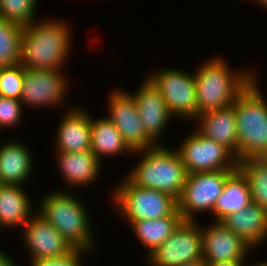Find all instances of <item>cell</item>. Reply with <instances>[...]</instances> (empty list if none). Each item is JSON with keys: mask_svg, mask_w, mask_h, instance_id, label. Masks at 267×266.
<instances>
[{"mask_svg": "<svg viewBox=\"0 0 267 266\" xmlns=\"http://www.w3.org/2000/svg\"><path fill=\"white\" fill-rule=\"evenodd\" d=\"M69 25L62 19L46 18L23 27L19 64L38 70L64 69L74 41Z\"/></svg>", "mask_w": 267, "mask_h": 266, "instance_id": "cell-1", "label": "cell"}, {"mask_svg": "<svg viewBox=\"0 0 267 266\" xmlns=\"http://www.w3.org/2000/svg\"><path fill=\"white\" fill-rule=\"evenodd\" d=\"M70 188L55 189L42 195L36 212L48 221L75 249L88 252L96 250V240L91 227L92 219L86 205ZM69 191V192H68ZM74 194V195H73ZM39 204V205H38ZM39 207V208H38ZM94 249V250H93Z\"/></svg>", "mask_w": 267, "mask_h": 266, "instance_id": "cell-2", "label": "cell"}, {"mask_svg": "<svg viewBox=\"0 0 267 266\" xmlns=\"http://www.w3.org/2000/svg\"><path fill=\"white\" fill-rule=\"evenodd\" d=\"M223 56L205 59L194 72L197 115L227 107L251 83L252 69H231Z\"/></svg>", "mask_w": 267, "mask_h": 266, "instance_id": "cell-3", "label": "cell"}, {"mask_svg": "<svg viewBox=\"0 0 267 266\" xmlns=\"http://www.w3.org/2000/svg\"><path fill=\"white\" fill-rule=\"evenodd\" d=\"M252 71L251 83L233 103L236 115L238 162L267 158V101ZM258 79V80H257Z\"/></svg>", "mask_w": 267, "mask_h": 266, "instance_id": "cell-4", "label": "cell"}, {"mask_svg": "<svg viewBox=\"0 0 267 266\" xmlns=\"http://www.w3.org/2000/svg\"><path fill=\"white\" fill-rule=\"evenodd\" d=\"M166 144L133 152L138 163L126 173L134 185L166 192L178 199L186 183L188 172L177 149Z\"/></svg>", "mask_w": 267, "mask_h": 266, "instance_id": "cell-5", "label": "cell"}, {"mask_svg": "<svg viewBox=\"0 0 267 266\" xmlns=\"http://www.w3.org/2000/svg\"><path fill=\"white\" fill-rule=\"evenodd\" d=\"M113 190L111 192L112 207H115L127 223L169 216L177 209V199L172 195L136 186L126 177L120 180Z\"/></svg>", "mask_w": 267, "mask_h": 266, "instance_id": "cell-6", "label": "cell"}, {"mask_svg": "<svg viewBox=\"0 0 267 266\" xmlns=\"http://www.w3.org/2000/svg\"><path fill=\"white\" fill-rule=\"evenodd\" d=\"M152 72V73H151ZM146 76L160 90L174 119L191 122L197 116V99L194 73L162 67Z\"/></svg>", "mask_w": 267, "mask_h": 266, "instance_id": "cell-7", "label": "cell"}, {"mask_svg": "<svg viewBox=\"0 0 267 266\" xmlns=\"http://www.w3.org/2000/svg\"><path fill=\"white\" fill-rule=\"evenodd\" d=\"M233 171L235 170L188 174L182 193L177 199V210L183 220L197 221L196 217L201 213L211 215L218 197L222 194L226 179Z\"/></svg>", "mask_w": 267, "mask_h": 266, "instance_id": "cell-8", "label": "cell"}, {"mask_svg": "<svg viewBox=\"0 0 267 266\" xmlns=\"http://www.w3.org/2000/svg\"><path fill=\"white\" fill-rule=\"evenodd\" d=\"M183 140L174 148H177L188 174L238 168L236 156L228 148L197 131L192 130Z\"/></svg>", "mask_w": 267, "mask_h": 266, "instance_id": "cell-9", "label": "cell"}, {"mask_svg": "<svg viewBox=\"0 0 267 266\" xmlns=\"http://www.w3.org/2000/svg\"><path fill=\"white\" fill-rule=\"evenodd\" d=\"M146 260L149 266H179L203 260L201 223L183 221Z\"/></svg>", "mask_w": 267, "mask_h": 266, "instance_id": "cell-10", "label": "cell"}, {"mask_svg": "<svg viewBox=\"0 0 267 266\" xmlns=\"http://www.w3.org/2000/svg\"><path fill=\"white\" fill-rule=\"evenodd\" d=\"M65 69L38 70L24 68L20 101L27 107L57 108L69 95V81ZM68 94V95H67ZM66 95V96H65ZM66 97V98H65Z\"/></svg>", "mask_w": 267, "mask_h": 266, "instance_id": "cell-11", "label": "cell"}, {"mask_svg": "<svg viewBox=\"0 0 267 266\" xmlns=\"http://www.w3.org/2000/svg\"><path fill=\"white\" fill-rule=\"evenodd\" d=\"M107 117L118 129L125 144L132 152L154 147L155 144L146 136L133 97L126 89L116 88L107 95Z\"/></svg>", "mask_w": 267, "mask_h": 266, "instance_id": "cell-12", "label": "cell"}, {"mask_svg": "<svg viewBox=\"0 0 267 266\" xmlns=\"http://www.w3.org/2000/svg\"><path fill=\"white\" fill-rule=\"evenodd\" d=\"M133 97L146 136L155 144L162 145V135L174 117L169 112L160 90L145 76ZM172 118V119H171Z\"/></svg>", "mask_w": 267, "mask_h": 266, "instance_id": "cell-13", "label": "cell"}, {"mask_svg": "<svg viewBox=\"0 0 267 266\" xmlns=\"http://www.w3.org/2000/svg\"><path fill=\"white\" fill-rule=\"evenodd\" d=\"M22 242L30 253L29 261L58 258L75 248L43 217L35 212L21 229Z\"/></svg>", "mask_w": 267, "mask_h": 266, "instance_id": "cell-14", "label": "cell"}, {"mask_svg": "<svg viewBox=\"0 0 267 266\" xmlns=\"http://www.w3.org/2000/svg\"><path fill=\"white\" fill-rule=\"evenodd\" d=\"M201 225L202 255L205 263L250 260L254 250L222 223Z\"/></svg>", "mask_w": 267, "mask_h": 266, "instance_id": "cell-15", "label": "cell"}, {"mask_svg": "<svg viewBox=\"0 0 267 266\" xmlns=\"http://www.w3.org/2000/svg\"><path fill=\"white\" fill-rule=\"evenodd\" d=\"M55 130V152L91 150V112L81 105L69 106Z\"/></svg>", "mask_w": 267, "mask_h": 266, "instance_id": "cell-16", "label": "cell"}, {"mask_svg": "<svg viewBox=\"0 0 267 266\" xmlns=\"http://www.w3.org/2000/svg\"><path fill=\"white\" fill-rule=\"evenodd\" d=\"M192 122L195 124V128L197 127L195 130L200 135L224 145L236 158L238 157L236 115L233 104L200 113Z\"/></svg>", "mask_w": 267, "mask_h": 266, "instance_id": "cell-17", "label": "cell"}, {"mask_svg": "<svg viewBox=\"0 0 267 266\" xmlns=\"http://www.w3.org/2000/svg\"><path fill=\"white\" fill-rule=\"evenodd\" d=\"M55 158L59 172L62 174L61 179L65 180L64 183L66 182V188L91 186L101 176L103 163L91 150L75 153L56 152Z\"/></svg>", "mask_w": 267, "mask_h": 266, "instance_id": "cell-18", "label": "cell"}, {"mask_svg": "<svg viewBox=\"0 0 267 266\" xmlns=\"http://www.w3.org/2000/svg\"><path fill=\"white\" fill-rule=\"evenodd\" d=\"M220 223L240 237L254 251L260 249L266 242L267 211L259 204L251 203L246 208L229 214Z\"/></svg>", "mask_w": 267, "mask_h": 266, "instance_id": "cell-19", "label": "cell"}, {"mask_svg": "<svg viewBox=\"0 0 267 266\" xmlns=\"http://www.w3.org/2000/svg\"><path fill=\"white\" fill-rule=\"evenodd\" d=\"M0 145V183L25 186L35 166L32 153L20 140H8ZM26 182V183H25ZM25 184V185H24Z\"/></svg>", "mask_w": 267, "mask_h": 266, "instance_id": "cell-20", "label": "cell"}, {"mask_svg": "<svg viewBox=\"0 0 267 266\" xmlns=\"http://www.w3.org/2000/svg\"><path fill=\"white\" fill-rule=\"evenodd\" d=\"M24 188L21 185L0 186V230L10 228L13 231L19 227L21 230L35 213L31 197Z\"/></svg>", "mask_w": 267, "mask_h": 266, "instance_id": "cell-21", "label": "cell"}, {"mask_svg": "<svg viewBox=\"0 0 267 266\" xmlns=\"http://www.w3.org/2000/svg\"><path fill=\"white\" fill-rule=\"evenodd\" d=\"M183 217L176 209L171 215L152 220H139L128 223L135 235L136 240L144 245L150 256L161 244H163L183 222Z\"/></svg>", "mask_w": 267, "mask_h": 266, "instance_id": "cell-22", "label": "cell"}, {"mask_svg": "<svg viewBox=\"0 0 267 266\" xmlns=\"http://www.w3.org/2000/svg\"><path fill=\"white\" fill-rule=\"evenodd\" d=\"M251 203L252 198L247 179L237 168L226 179L222 194L214 205L212 221L220 222L229 214L238 212Z\"/></svg>", "mask_w": 267, "mask_h": 266, "instance_id": "cell-23", "label": "cell"}, {"mask_svg": "<svg viewBox=\"0 0 267 266\" xmlns=\"http://www.w3.org/2000/svg\"><path fill=\"white\" fill-rule=\"evenodd\" d=\"M91 151L101 162L106 157L133 154L107 115L99 119L91 116Z\"/></svg>", "mask_w": 267, "mask_h": 266, "instance_id": "cell-24", "label": "cell"}, {"mask_svg": "<svg viewBox=\"0 0 267 266\" xmlns=\"http://www.w3.org/2000/svg\"><path fill=\"white\" fill-rule=\"evenodd\" d=\"M238 169L247 179L252 203L259 204L267 211V158L238 162Z\"/></svg>", "mask_w": 267, "mask_h": 266, "instance_id": "cell-25", "label": "cell"}, {"mask_svg": "<svg viewBox=\"0 0 267 266\" xmlns=\"http://www.w3.org/2000/svg\"><path fill=\"white\" fill-rule=\"evenodd\" d=\"M23 27L0 18V65H16L20 60Z\"/></svg>", "mask_w": 267, "mask_h": 266, "instance_id": "cell-26", "label": "cell"}, {"mask_svg": "<svg viewBox=\"0 0 267 266\" xmlns=\"http://www.w3.org/2000/svg\"><path fill=\"white\" fill-rule=\"evenodd\" d=\"M38 0H0V18L20 27L36 20Z\"/></svg>", "mask_w": 267, "mask_h": 266, "instance_id": "cell-27", "label": "cell"}, {"mask_svg": "<svg viewBox=\"0 0 267 266\" xmlns=\"http://www.w3.org/2000/svg\"><path fill=\"white\" fill-rule=\"evenodd\" d=\"M23 79L24 67L19 63L2 66L0 69V96L20 100Z\"/></svg>", "mask_w": 267, "mask_h": 266, "instance_id": "cell-28", "label": "cell"}, {"mask_svg": "<svg viewBox=\"0 0 267 266\" xmlns=\"http://www.w3.org/2000/svg\"><path fill=\"white\" fill-rule=\"evenodd\" d=\"M23 106L20 100L0 96V131L14 128L22 122Z\"/></svg>", "mask_w": 267, "mask_h": 266, "instance_id": "cell-29", "label": "cell"}, {"mask_svg": "<svg viewBox=\"0 0 267 266\" xmlns=\"http://www.w3.org/2000/svg\"><path fill=\"white\" fill-rule=\"evenodd\" d=\"M87 253V254H86ZM90 252L74 249L70 254L58 258H48L41 260H33L28 264L29 266H83L82 259L87 257ZM87 255V256H86Z\"/></svg>", "mask_w": 267, "mask_h": 266, "instance_id": "cell-30", "label": "cell"}, {"mask_svg": "<svg viewBox=\"0 0 267 266\" xmlns=\"http://www.w3.org/2000/svg\"><path fill=\"white\" fill-rule=\"evenodd\" d=\"M251 263L246 260H233V261H222L216 263H206V266H248Z\"/></svg>", "mask_w": 267, "mask_h": 266, "instance_id": "cell-31", "label": "cell"}, {"mask_svg": "<svg viewBox=\"0 0 267 266\" xmlns=\"http://www.w3.org/2000/svg\"><path fill=\"white\" fill-rule=\"evenodd\" d=\"M14 257L9 256L4 250L0 249V266H19Z\"/></svg>", "mask_w": 267, "mask_h": 266, "instance_id": "cell-32", "label": "cell"}, {"mask_svg": "<svg viewBox=\"0 0 267 266\" xmlns=\"http://www.w3.org/2000/svg\"><path fill=\"white\" fill-rule=\"evenodd\" d=\"M179 266H206V263L203 260H199V261H194L190 263H184Z\"/></svg>", "mask_w": 267, "mask_h": 266, "instance_id": "cell-33", "label": "cell"}, {"mask_svg": "<svg viewBox=\"0 0 267 266\" xmlns=\"http://www.w3.org/2000/svg\"><path fill=\"white\" fill-rule=\"evenodd\" d=\"M253 1L255 2V4L258 3V5H261V6H263V8L267 9V0H252L251 2H253Z\"/></svg>", "mask_w": 267, "mask_h": 266, "instance_id": "cell-34", "label": "cell"}, {"mask_svg": "<svg viewBox=\"0 0 267 266\" xmlns=\"http://www.w3.org/2000/svg\"><path fill=\"white\" fill-rule=\"evenodd\" d=\"M261 261H259V262H254L253 264H252V262L248 265V266H267V261L265 260L264 262H261Z\"/></svg>", "mask_w": 267, "mask_h": 266, "instance_id": "cell-35", "label": "cell"}]
</instances>
